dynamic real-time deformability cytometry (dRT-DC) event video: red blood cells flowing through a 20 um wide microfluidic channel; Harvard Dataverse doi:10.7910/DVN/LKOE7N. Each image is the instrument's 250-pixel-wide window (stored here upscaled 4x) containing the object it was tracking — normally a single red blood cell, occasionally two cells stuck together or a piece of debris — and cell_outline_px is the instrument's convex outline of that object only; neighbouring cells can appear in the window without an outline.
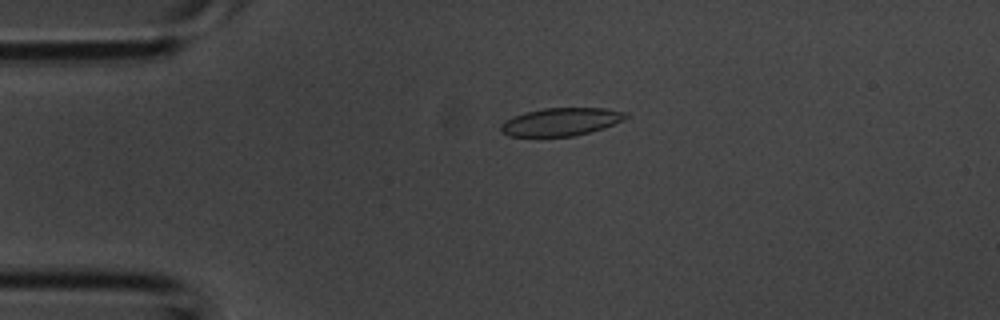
{"species": "common noctule bat (a hibernating species)", "species_latin": "Nyctalus noctula", "temperature_condition": "room temperature", "stored_images_in_passage": 2, "segment_of_instrument_passage": [1, 2], "camera_frame_rate_fps": 3000, "um_per_image_px": 0.085, "animal": {"sex": "male", "body_mass_g": 20.1, "forearm_length_mm": 53.5}, "frame": {"image": 1, "passage_image": 1, "time_ms": 0.0, "image_size_px": [1000, 320], "cell_outline_px": [[628, 116], [604, 128], [572, 136], [508, 136], [500, 128], [500, 124], [512, 116], [524, 112], [544, 108], [604, 108], [628, 112]], "centroid_in_image_um": [47.65, 10.34], "position_along_channel_um": 37.3, "area_um2": 20.11}}